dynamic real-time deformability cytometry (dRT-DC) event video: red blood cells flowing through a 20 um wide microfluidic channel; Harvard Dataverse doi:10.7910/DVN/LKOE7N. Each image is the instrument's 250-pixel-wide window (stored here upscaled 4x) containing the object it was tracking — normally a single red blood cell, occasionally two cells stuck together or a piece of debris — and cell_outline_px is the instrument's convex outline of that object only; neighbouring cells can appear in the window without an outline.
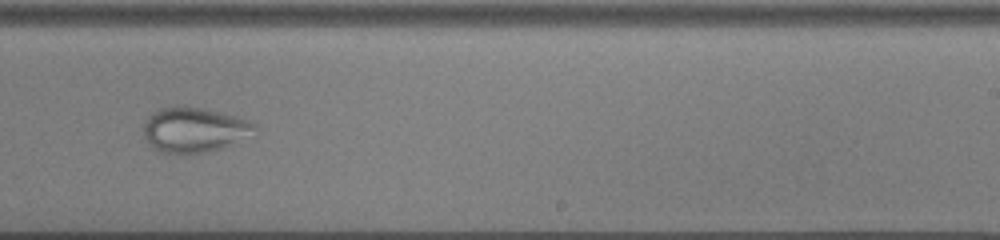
{"species": "common noctule bat (a hibernating species)", "species_latin": "Nyctalus noctula", "temperature_condition": "cold", "stored_images_in_passage": 36, "camera_frame_rate_fps": 3000, "um_per_image_px": 0.085, "animal": {"sex": "male", "body_mass_g": 13.0, "forearm_length_mm": 53.1}, "frame": {"image": 1, "passage_image": 17, "time_ms": 5.333, "image_size_px": [1000, 240], "cell_outline_px": [[256, 136], [220, 148], [204, 152], [160, 152], [152, 148], [144, 136], [144, 124], [148, 116], [152, 112], [160, 108], [176, 104], [184, 104], [204, 108], [236, 116], [248, 120], [256, 124]], "centroid_in_image_um": [16.54, 10.99], "position_along_channel_um": 272.5, "area_um2": 29.59}}
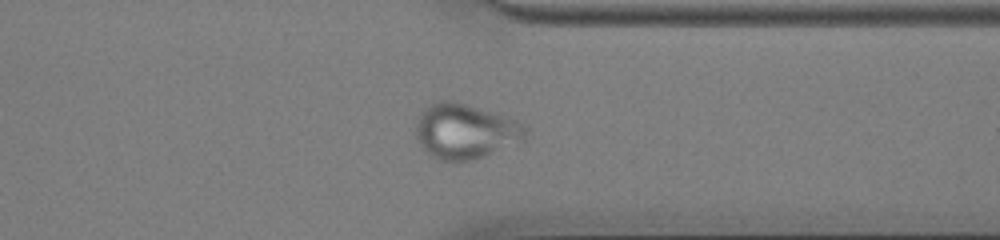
{"frame": {"image": 2, "passage_image": 25, "time_ms": 8.0, "image_size_px": [1000, 240], "cell_outline_px": [[528, 136], [524, 140], [476, 160], [456, 164], [440, 160], [432, 156], [416, 140], [416, 124], [420, 112], [428, 104], [440, 100], [448, 100], [464, 104], [504, 116], [516, 120], [524, 124], [528, 128]], "centroid_in_image_um": [39.55, 11.2], "position_along_channel_um": 371.9, "area_um2": 35.6}}
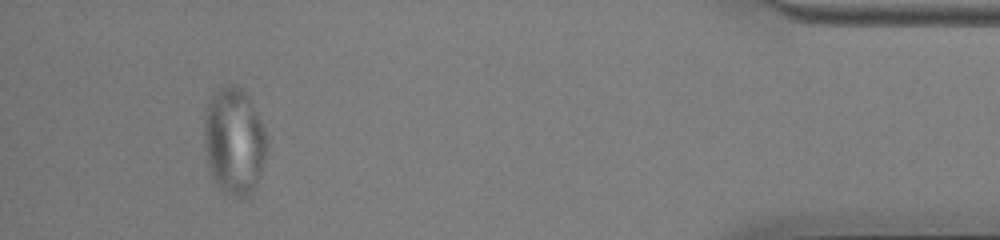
{"frame": {"image": 3, "passage_image": 33, "time_ms": 10.667, "image_size_px": [1000, 240], "cell_outline_px": [[268, 148], [260, 176], [256, 188], [248, 196], [228, 196], [212, 180], [208, 164], [204, 144], [204, 116], [208, 104], [212, 96], [220, 88], [228, 84], [236, 84], [252, 100], [264, 128], [268, 140]], "centroid_in_image_um": [19.92, 12.02], "position_along_channel_um": 415.3, "area_um2": 39.59}}